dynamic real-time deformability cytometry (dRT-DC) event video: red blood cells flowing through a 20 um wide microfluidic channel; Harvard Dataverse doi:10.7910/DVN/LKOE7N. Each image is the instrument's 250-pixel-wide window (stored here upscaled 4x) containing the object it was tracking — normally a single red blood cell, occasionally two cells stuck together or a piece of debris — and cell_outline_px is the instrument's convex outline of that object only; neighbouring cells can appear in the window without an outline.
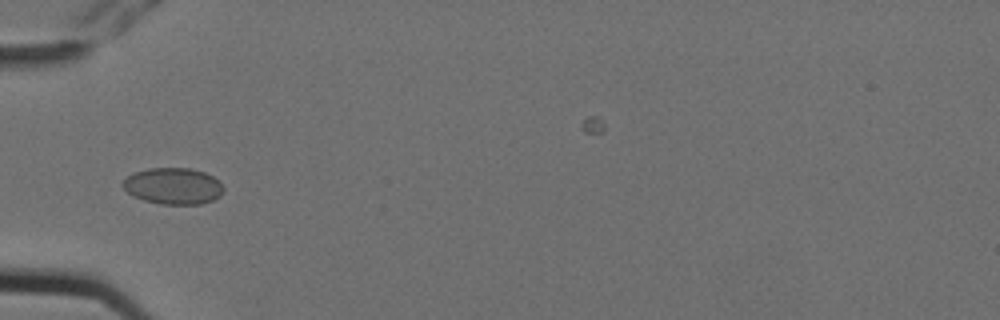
{"species": "Egyptian fruit bat (a non-hibernating species)", "species_latin": "Rousettus aegyptiacus", "temperature_condition": "cold", "stored_images_in_passage": 10, "camera_frame_rate_fps": 3000, "um_per_image_px": 0.085, "animal": {"sex": "female"}, "frame": {"image": 1, "passage_image": 5, "time_ms": 1.333, "image_size_px": [1000, 320], "cell_outline_px": [[224, 192], [220, 196], [212, 200], [200, 204], [160, 204], [144, 200], [132, 196], [120, 184], [132, 172], [148, 168], [188, 168], [204, 172], [212, 176], [224, 188]], "centroid_in_image_um": [14.69, 15.81], "position_along_channel_um": 70.3, "area_um2": 21.39}}
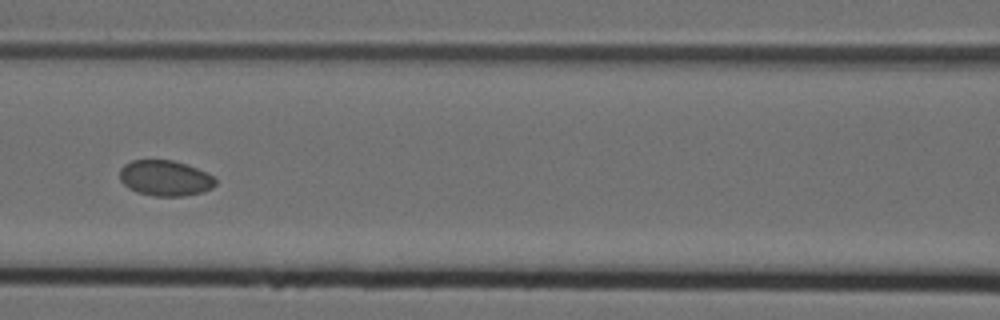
{"frame": {"image": 2, "passage_image": 7, "time_ms": 2.0, "image_size_px": [1000, 320], "cell_outline_px": [[216, 184], [212, 188], [204, 192], [184, 196], [156, 196], [136, 192], [128, 188], [120, 180], [120, 168], [124, 164], [132, 160], [172, 160], [196, 168], [216, 176]], "centroid_in_image_um": [14.05, 15.15], "position_along_channel_um": 152.5, "area_um2": 20.0}}
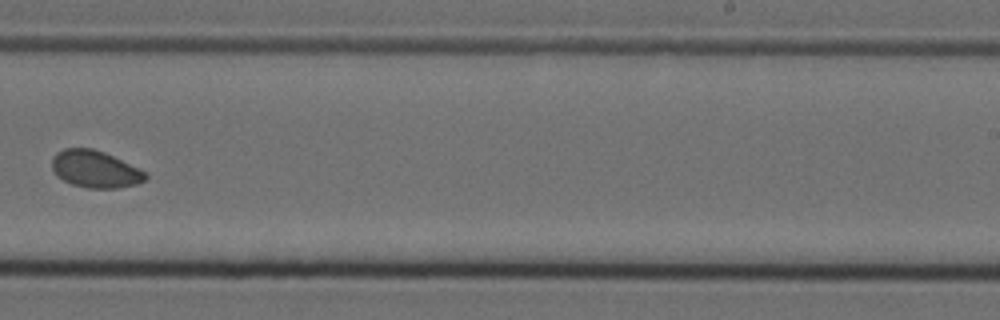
{"frame": {"image": 3, "passage_image": 10, "time_ms": 3.0, "image_size_px": [1000, 320], "cell_outline_px": [[148, 176], [144, 180], [136, 184], [116, 188], [88, 188], [72, 184], [56, 176], [52, 172], [52, 156], [56, 152], [64, 148], [92, 148], [104, 152], [148, 172]], "centroid_in_image_um": [8.07, 14.37], "position_along_channel_um": 280.9, "area_um2": 20.35}}